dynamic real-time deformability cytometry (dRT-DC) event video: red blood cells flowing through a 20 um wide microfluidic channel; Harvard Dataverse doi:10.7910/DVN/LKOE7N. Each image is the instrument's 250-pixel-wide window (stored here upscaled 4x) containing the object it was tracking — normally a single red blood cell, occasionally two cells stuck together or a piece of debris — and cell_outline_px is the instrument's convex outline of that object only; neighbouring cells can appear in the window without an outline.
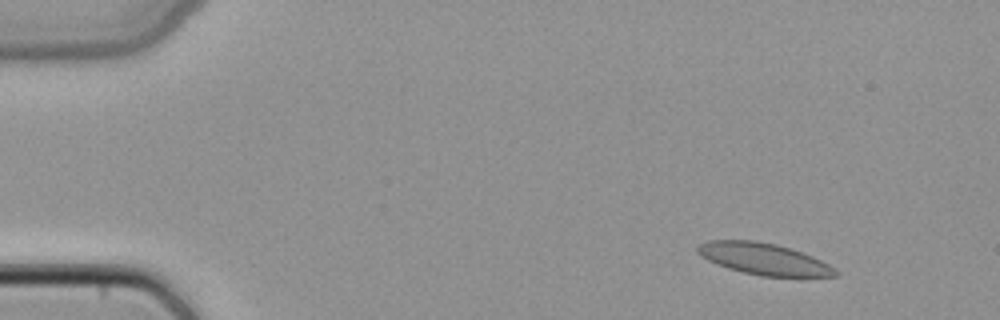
{"species": "common noctule bat (a hibernating species)", "species_latin": "Nyctalus noctula", "temperature_condition": "cold", "stored_images_in_passage": 48, "camera_frame_rate_fps": 3000, "um_per_image_px": 0.085, "animal": {"sex": "female", "body_mass_g": 22.7, "forearm_length_mm": 54.2}, "frame": {"image": 1, "passage_image": 5, "time_ms": 1.333, "image_size_px": [1000, 320], "cell_outline_px": [[840, 272], [836, 276], [760, 276], [728, 268], [716, 264], [700, 256], [696, 252], [696, 244], [708, 240], [756, 240], [776, 244], [812, 256], [828, 264]], "centroid_in_image_um": [64.85, 21.99], "position_along_channel_um": 20.1, "area_um2": 25.32}}
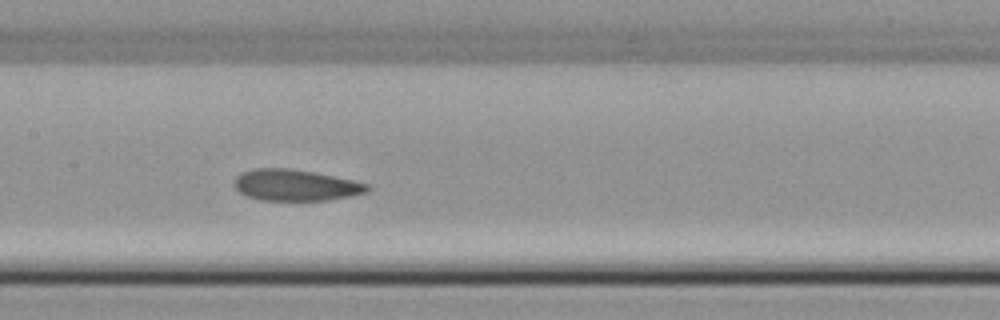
{"frame": {"image": 2, "passage_image": 24, "time_ms": 7.667, "image_size_px": [1000, 320], "cell_outline_px": [[372, 188], [368, 192], [328, 200], [260, 200], [248, 196], [240, 192], [232, 184], [236, 176], [240, 172], [252, 168], [288, 168], [312, 172], [352, 180], [368, 184]], "centroid_in_image_um": [25.08, 15.73], "position_along_channel_um": 182.3, "area_um2": 24.22}}
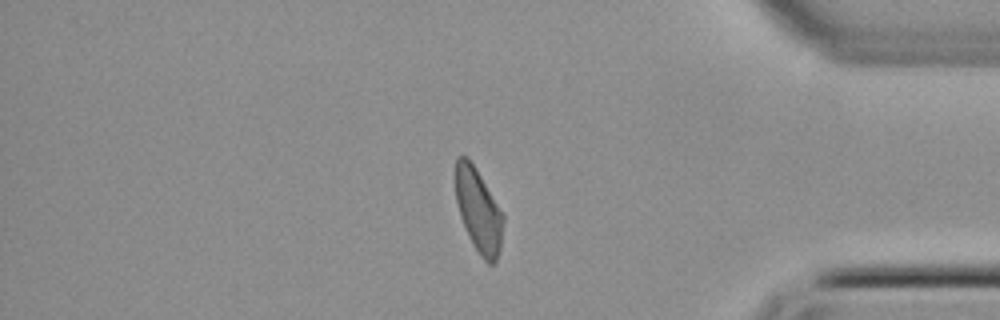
{"frame": {"image": 3, "passage_image": 41, "time_ms": 13.333, "image_size_px": [1000, 320], "cell_outline_px": [[504, 220], [500, 248], [496, 260], [492, 264], [488, 264], [480, 256], [472, 244], [468, 236], [460, 216], [456, 200], [456, 156], [468, 156], [476, 168], [504, 216]], "centroid_in_image_um": [40.66, 17.9], "position_along_channel_um": 394.5, "area_um2": 23.06}}